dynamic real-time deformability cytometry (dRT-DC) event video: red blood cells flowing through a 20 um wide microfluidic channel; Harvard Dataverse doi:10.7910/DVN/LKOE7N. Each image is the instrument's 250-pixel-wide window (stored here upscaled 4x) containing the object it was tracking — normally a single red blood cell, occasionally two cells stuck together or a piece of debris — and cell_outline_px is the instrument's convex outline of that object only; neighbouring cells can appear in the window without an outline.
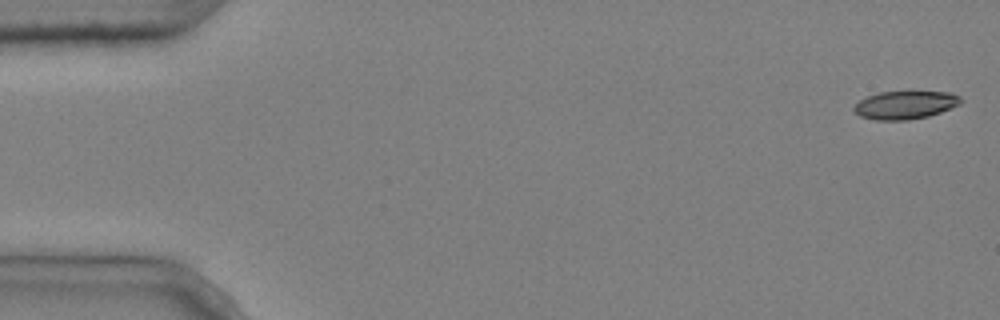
{"species": "common noctule bat (a hibernating species)", "species_latin": "Nyctalus noctula", "temperature_condition": "cold", "stored_images_in_passage": 6, "segment_of_instrument_passage": [1, 2], "camera_frame_rate_fps": 3000, "um_per_image_px": 0.085, "animal": {"sex": "male", "body_mass_g": 20.4}, "frame": {"image": 1, "passage_image": 1, "time_ms": 0.0, "image_size_px": [1000, 320], "cell_outline_px": [[964, 100], [960, 104], [940, 112], [928, 116], [908, 120], [876, 120], [860, 116], [852, 108], [860, 100], [868, 96], [880, 92], [952, 92], [960, 96]], "centroid_in_image_um": [76.97, 8.92], "position_along_channel_um": 8.0, "area_um2": 17.4}}
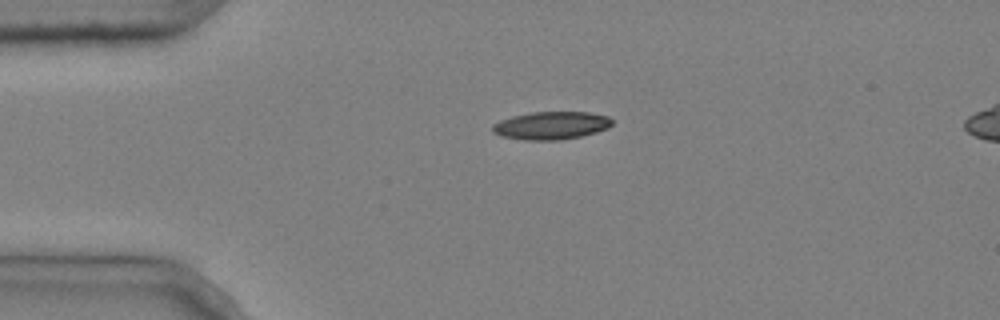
{"frame": {"image": 2, "passage_image": 4, "time_ms": 1.0, "image_size_px": [1000, 320], "cell_outline_px": [[612, 124], [608, 128], [596, 132], [580, 136], [560, 140], [524, 140], [500, 136], [492, 132], [492, 124], [500, 120], [512, 116], [532, 112], [588, 112], [608, 116], [612, 120]], "centroid_in_image_um": [46.82, 10.67], "position_along_channel_um": 38.2, "area_um2": 19.48}}